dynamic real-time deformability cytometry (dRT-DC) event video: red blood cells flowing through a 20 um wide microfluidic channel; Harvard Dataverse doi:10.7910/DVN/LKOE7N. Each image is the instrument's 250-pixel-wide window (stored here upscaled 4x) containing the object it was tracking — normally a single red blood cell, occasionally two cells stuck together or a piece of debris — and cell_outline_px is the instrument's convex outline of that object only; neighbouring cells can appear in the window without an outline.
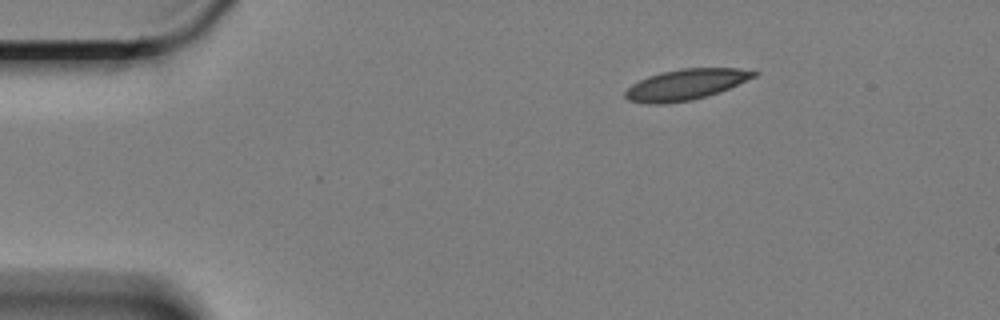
{"species": "Egyptian fruit bat (a non-hibernating species)", "species_latin": "Rousettus aegyptiacus", "temperature_condition": "cold", "stored_images_in_passage": 49, "camera_frame_rate_fps": 3000, "um_per_image_px": 0.085, "animal": {"sex": "female"}, "frame": {"image": 1, "passage_image": 1, "time_ms": 0.0, "image_size_px": [1000, 320], "cell_outline_px": [[760, 72], [756, 76], [720, 92], [692, 100], [660, 104], [648, 104], [628, 100], [624, 96], [624, 92], [632, 84], [648, 76], [660, 72], [680, 68], [740, 68]], "centroid_in_image_um": [58.29, 7.18], "position_along_channel_um": 26.7, "area_um2": 23.12}}
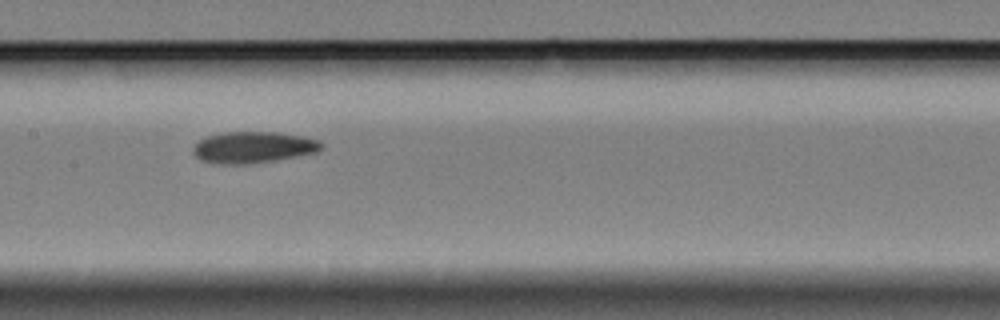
{"frame": {"image": 2, "passage_image": 21, "time_ms": 6.667, "image_size_px": [1000, 320], "cell_outline_px": [[324, 144], [316, 152], [296, 156], [248, 164], [220, 164], [200, 160], [192, 152], [192, 148], [204, 136], [220, 132], [276, 132], [300, 136], [316, 140]], "centroid_in_image_um": [21.44, 12.51], "position_along_channel_um": 186.0, "area_um2": 23.29}}
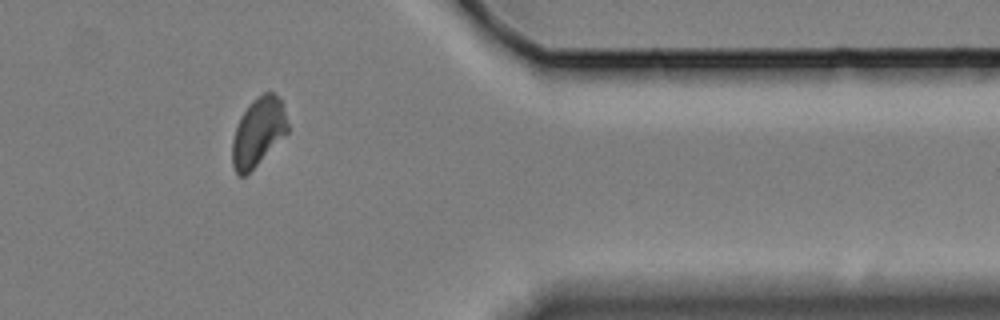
{"frame": {"image": 3, "passage_image": 41, "time_ms": 13.333, "image_size_px": [1000, 320], "cell_outline_px": [[288, 132], [244, 176], [240, 176], [236, 172], [232, 164], [232, 140], [240, 116], [248, 104], [252, 100], [264, 92], [272, 92], [280, 100], [288, 124]], "centroid_in_image_um": [21.92, 11.19], "position_along_channel_um": 389.5, "area_um2": 21.56}}